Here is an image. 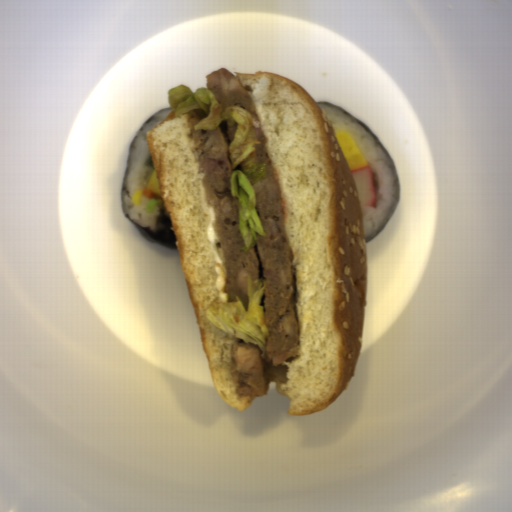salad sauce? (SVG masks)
<instances>
[{
  "mask_svg": "<svg viewBox=\"0 0 512 512\" xmlns=\"http://www.w3.org/2000/svg\"><path fill=\"white\" fill-rule=\"evenodd\" d=\"M209 222L206 227L205 236L208 240V243L213 251L214 261H215V274L217 276L215 280L216 289L218 290V295L216 297L220 298L222 302L227 303L228 293H224L222 288L225 286L227 282L225 268L222 263V259L220 257L219 251L216 247V241H218V235L216 231L213 229L212 224L216 222V210L214 206H207Z\"/></svg>",
  "mask_w": 512,
  "mask_h": 512,
  "instance_id": "1",
  "label": "salad sauce"
}]
</instances>
